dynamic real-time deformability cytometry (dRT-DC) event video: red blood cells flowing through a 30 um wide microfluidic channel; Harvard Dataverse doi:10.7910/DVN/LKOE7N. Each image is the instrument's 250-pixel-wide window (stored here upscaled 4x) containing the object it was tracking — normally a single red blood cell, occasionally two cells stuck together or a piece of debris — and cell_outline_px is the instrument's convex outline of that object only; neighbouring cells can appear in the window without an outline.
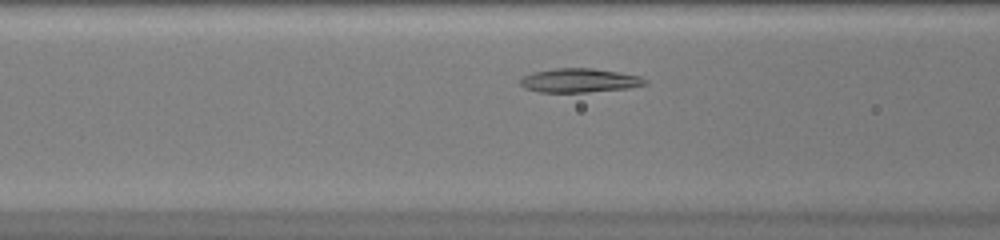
{"species": "common noctule bat (a hibernating species)", "species_latin": "Nyctalus noctula", "temperature_condition": "warm", "stored_images_in_passage": 36, "camera_frame_rate_fps": 3000, "um_per_image_px": 0.085, "animal": {"sex": "female", "body_mass_g": 20.0, "forearm_length_mm": 54.0}, "frame": {"image": 1, "passage_image": 7, "time_ms": 2.0, "image_size_px": [1000, 240], "cell_outline_px": [[644, 80], [640, 84], [624, 88], [580, 92], [544, 92], [528, 88], [520, 80], [528, 76], [540, 72], [564, 68], [584, 68], [612, 72], [636, 76]], "centroid_in_image_um": [49.21, 6.85], "position_along_channel_um": 117.4, "area_um2": 15.72}}
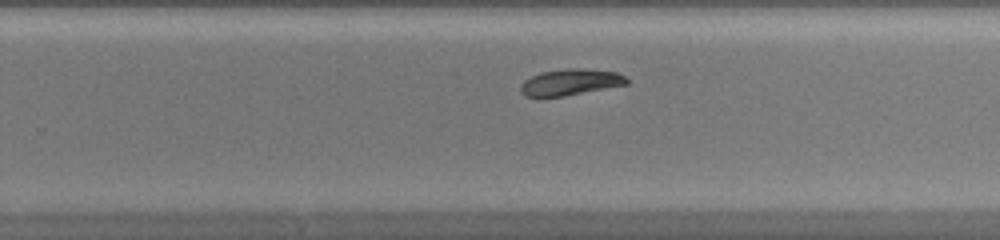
{"frame": {"image": 2, "passage_image": 19, "time_ms": 6.0, "image_size_px": [1000, 240], "cell_outline_px": [[628, 84], [560, 96], [528, 96], [520, 88], [532, 76], [544, 72], [616, 72], [624, 76], [628, 80]], "centroid_in_image_um": [48.52, 7.05], "position_along_channel_um": 281.3, "area_um2": 14.22}}
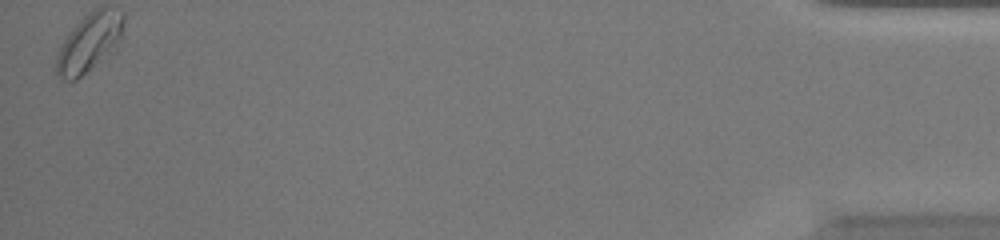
{"frame": {"image": 3, "passage_image": 36, "time_ms": 11.667, "image_size_px": [1000, 240], "cell_outline_px": [[120, 32], [88, 68], [80, 76], [72, 80], [60, 72], [60, 52], [64, 44], [96, 12], [100, 12], [120, 20]], "centroid_in_image_um": [7.47, 3.77], "position_along_channel_um": 427.7, "area_um2": 16.3}}